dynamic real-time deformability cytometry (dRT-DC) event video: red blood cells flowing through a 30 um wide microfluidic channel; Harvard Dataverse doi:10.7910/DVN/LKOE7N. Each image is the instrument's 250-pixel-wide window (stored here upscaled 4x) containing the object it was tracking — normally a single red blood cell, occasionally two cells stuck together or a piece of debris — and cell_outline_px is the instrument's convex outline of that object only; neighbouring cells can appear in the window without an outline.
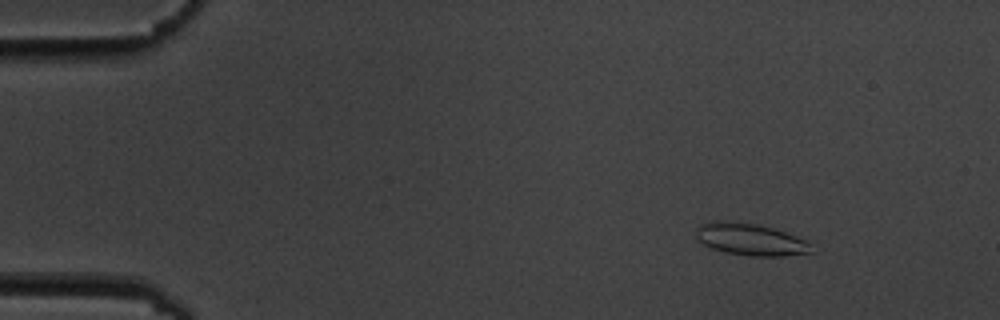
{"species": "common noctule bat (a hibernating species)", "species_latin": "Nyctalus noctula", "temperature_condition": "cold", "stored_images_in_passage": 4, "camera_frame_rate_fps": 3000, "um_per_image_px": 0.085, "animal": {"sex": "male", "body_mass_g": 19.5, "forearm_length_mm": 54.6}, "frame": {"image": 1, "passage_image": 2, "time_ms": 1.333, "image_size_px": [1000, 320], "cell_outline_px": [[812, 252], [784, 256], [748, 256], [724, 252], [712, 248], [696, 240], [696, 228], [700, 224], [712, 220], [724, 220], [756, 224], [772, 228], [796, 236], [812, 244]], "centroid_in_image_um": [63.74, 20.35], "position_along_channel_um": 21.3, "area_um2": 21.62}}